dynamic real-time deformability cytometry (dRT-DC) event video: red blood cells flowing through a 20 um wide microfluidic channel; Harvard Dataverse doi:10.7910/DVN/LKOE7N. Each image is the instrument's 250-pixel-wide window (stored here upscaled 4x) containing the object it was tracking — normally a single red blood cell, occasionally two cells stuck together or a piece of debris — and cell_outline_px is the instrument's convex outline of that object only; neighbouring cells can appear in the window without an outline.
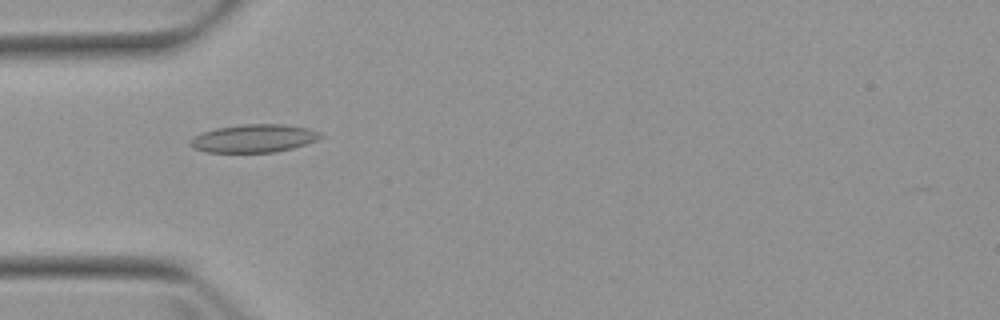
{"species": "Egyptian fruit bat (a non-hibernating species)", "species_latin": "Rousettus aegyptiacus", "temperature_condition": "warm", "stored_images_in_passage": 6, "camera_frame_rate_fps": 3000, "um_per_image_px": 0.085, "animal": {"sex": "female"}, "frame": {"image": 1, "passage_image": 4, "time_ms": 3.667, "image_size_px": [1000, 320], "cell_outline_px": [[324, 136], [316, 140], [292, 148], [276, 152], [204, 152], [192, 148], [188, 144], [188, 140], [192, 136], [200, 132], [216, 128], [240, 124], [284, 124], [308, 128], [320, 132]], "centroid_in_image_um": [21.5, 11.76], "position_along_channel_um": 63.5, "area_um2": 21.56}}
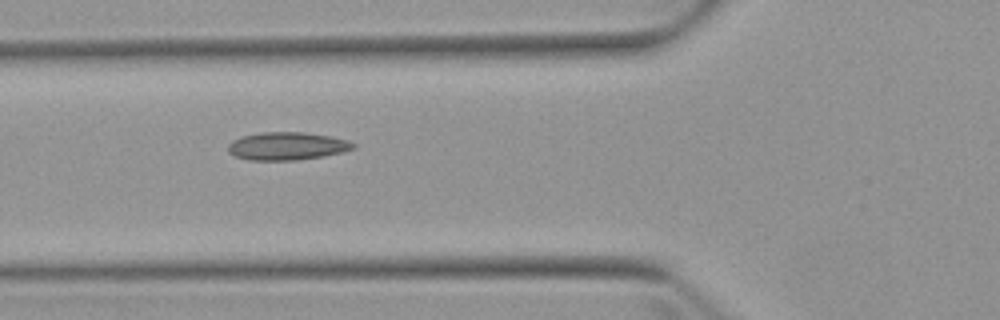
{"frame": {"image": 2, "passage_image": 5, "time_ms": 4.667, "image_size_px": [1000, 320], "cell_outline_px": [[356, 148], [344, 152], [324, 156], [296, 160], [248, 160], [236, 156], [228, 152], [228, 144], [232, 140], [240, 136], [260, 132], [304, 132], [328, 136], [348, 140], [356, 144]], "centroid_in_image_um": [24.4, 12.41], "position_along_channel_um": 101.4, "area_um2": 20.52}}
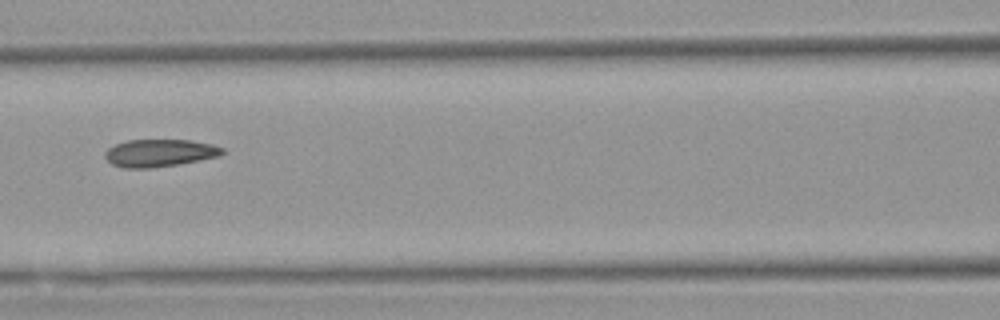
{"frame": {"image": 3, "passage_image": 6, "time_ms": 6.0, "image_size_px": [1000, 320], "cell_outline_px": [[224, 152], [220, 156], [176, 164], [152, 168], [124, 168], [112, 164], [104, 156], [104, 152], [108, 148], [116, 144], [128, 140], [188, 140], [212, 144], [224, 148]], "centroid_in_image_um": [13.55, 13.0], "position_along_channel_um": 153.1, "area_um2": 18.67}}